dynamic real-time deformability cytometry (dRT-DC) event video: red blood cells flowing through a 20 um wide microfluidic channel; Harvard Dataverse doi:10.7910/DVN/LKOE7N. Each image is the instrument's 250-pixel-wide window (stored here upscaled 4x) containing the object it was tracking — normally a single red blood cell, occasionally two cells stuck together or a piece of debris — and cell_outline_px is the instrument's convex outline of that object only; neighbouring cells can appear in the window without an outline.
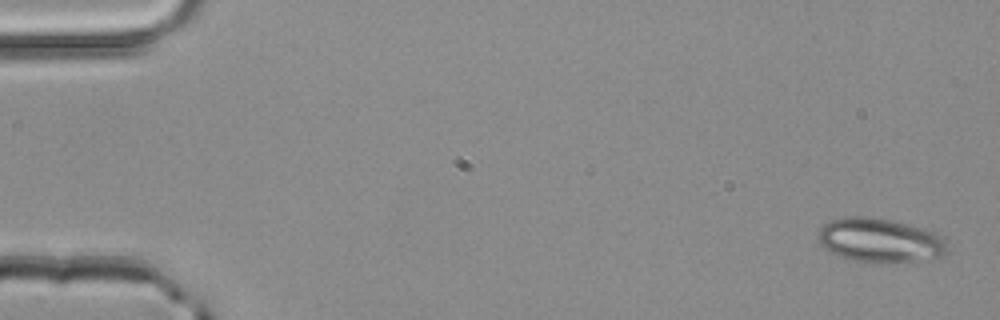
{"species": "common noctule bat (a hibernating species)", "species_latin": "Nyctalus noctula", "temperature_condition": "room temperature", "stored_images_in_passage": 4, "camera_frame_rate_fps": 3000, "um_per_image_px": 0.085, "animal": {"sex": "male", "body_mass_g": 20.4}, "frame": {"image": 1, "passage_image": 1, "time_ms": 0.0, "image_size_px": [1000, 320], "cell_outline_px": [[948, 248], [940, 256], [916, 260], [856, 260], [840, 256], [824, 248], [820, 244], [820, 228], [828, 220], [844, 216], [864, 216], [888, 220], [936, 232], [944, 236]], "centroid_in_image_um": [74.77, 20.37], "position_along_channel_um": 10.2, "area_um2": 32.02}}